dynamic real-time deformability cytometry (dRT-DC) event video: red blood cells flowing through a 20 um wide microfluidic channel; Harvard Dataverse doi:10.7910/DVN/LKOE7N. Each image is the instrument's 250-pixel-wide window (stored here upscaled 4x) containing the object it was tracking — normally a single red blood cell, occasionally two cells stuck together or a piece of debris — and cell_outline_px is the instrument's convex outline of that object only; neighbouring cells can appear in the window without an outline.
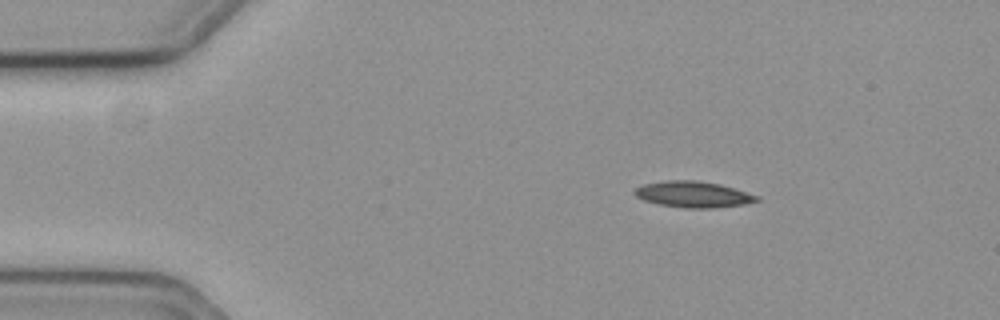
{"species": "common noctule bat (a hibernating species)", "species_latin": "Nyctalus noctula", "temperature_condition": "cold", "stored_images_in_passage": 29, "camera_frame_rate_fps": 3000, "um_per_image_px": 0.085, "animal": {"sex": "female", "body_mass_g": 19.3, "forearm_length_mm": 54.1}, "frame": {"image": 1, "passage_image": 1, "time_ms": 0.0, "image_size_px": [1000, 320], "cell_outline_px": [[760, 200], [744, 204], [716, 208], [684, 208], [660, 204], [644, 200], [636, 196], [632, 192], [636, 188], [644, 184], [664, 180], [696, 180], [720, 184], [760, 196]], "centroid_in_image_um": [58.93, 16.52], "position_along_channel_um": 26.1, "area_um2": 18.61}}
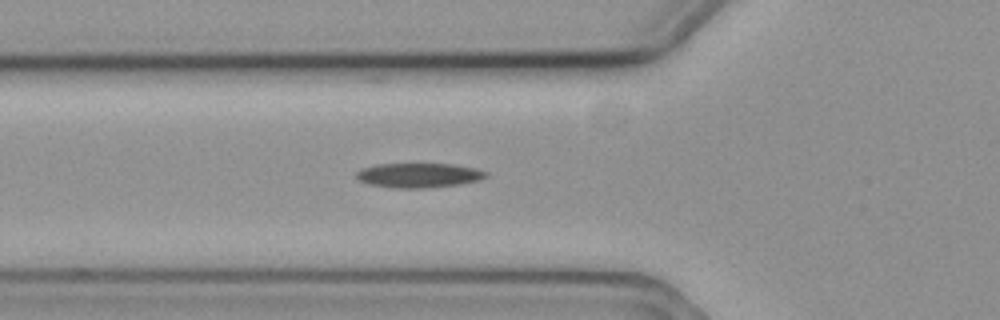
{"frame": {"image": 2, "passage_image": 12, "time_ms": 3.667, "image_size_px": [1000, 320], "cell_outline_px": [[488, 176], [480, 180], [460, 184], [428, 188], [396, 188], [368, 184], [360, 180], [356, 176], [356, 172], [360, 168], [376, 164], [452, 164], [476, 168], [488, 172]], "centroid_in_image_um": [35.61, 14.9], "position_along_channel_um": 90.2, "area_um2": 18.67}}
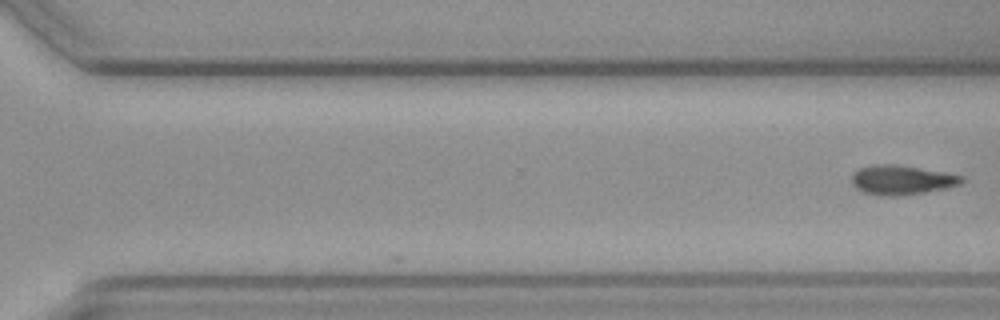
{"frame": {"image": 3, "passage_image": 29, "time_ms": 9.333, "image_size_px": [1000, 320], "cell_outline_px": [[964, 180], [960, 184], [944, 188], [904, 196], [880, 196], [864, 192], [856, 188], [852, 184], [852, 172], [860, 168], [872, 164], [892, 164], [944, 172], [960, 176]], "centroid_in_image_um": [76.57, 15.3], "position_along_channel_um": 294.0, "area_um2": 18.73}}